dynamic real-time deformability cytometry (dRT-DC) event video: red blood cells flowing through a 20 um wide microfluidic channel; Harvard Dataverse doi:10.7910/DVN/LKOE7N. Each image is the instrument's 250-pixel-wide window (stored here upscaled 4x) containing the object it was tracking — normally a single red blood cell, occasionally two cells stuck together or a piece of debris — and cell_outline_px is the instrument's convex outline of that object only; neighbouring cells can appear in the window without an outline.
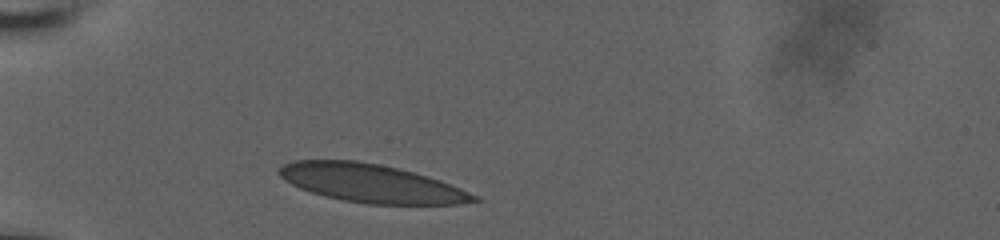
{"species": "human", "species_latin": "Homo sapiens", "temperature_condition": "room temperature", "stored_images_in_passage": 31, "camera_frame_rate_fps": 3000, "um_per_image_px": 0.085, "donor": {"sex": "male"}, "frame": {"image": 1, "passage_image": 1, "time_ms": 0.0, "image_size_px": [1000, 240], "cell_outline_px": [[480, 200], [460, 204], [368, 204], [344, 200], [324, 196], [300, 188], [284, 180], [276, 172], [284, 164], [292, 160], [356, 160], [380, 164], [412, 172], [440, 180], [460, 188], [476, 196]], "centroid_in_image_um": [31.51, 15.57], "position_along_channel_um": 53.5, "area_um2": 43.06}}
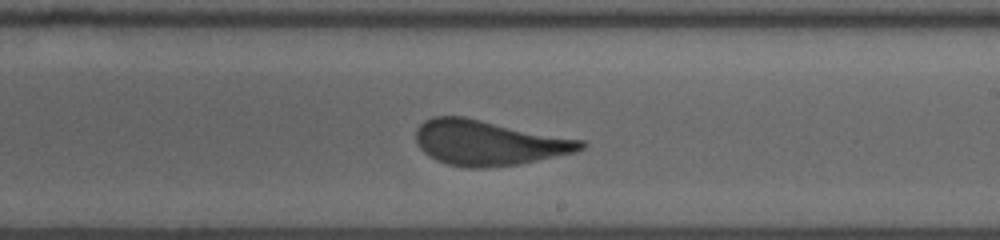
{"frame": {"image": 2, "passage_image": 18, "time_ms": 5.667, "image_size_px": [1000, 240], "cell_outline_px": [[588, 144], [584, 148], [576, 152], [516, 164], [484, 168], [464, 168], [448, 164], [436, 160], [424, 152], [416, 144], [416, 128], [424, 120], [432, 116], [464, 116], [584, 140]], "centroid_in_image_um": [41.51, 12.12], "position_along_channel_um": 247.5, "area_um2": 43.47}}
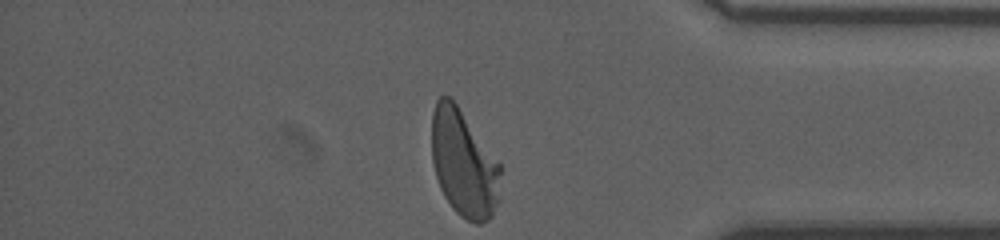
{"frame": {"image": 3, "passage_image": 31, "time_ms": 10.0, "image_size_px": [1000, 240], "cell_outline_px": [[504, 168], [500, 200], [492, 216], [488, 220], [480, 224], [476, 224], [460, 216], [452, 208], [444, 196], [440, 188], [436, 176], [432, 160], [432, 112], [436, 100], [440, 96], [448, 96], [456, 104]], "centroid_in_image_um": [39.47, 13.95], "position_along_channel_um": 395.7, "area_um2": 43.58}, "authors_computed_cell_mechanics": {"area_um2": 43.5812, "velocity_mm_per_s": 3.812, "shape_relaxation_time_tau1_ms": 5.4741, "shape_relaxation_time_tau2_ms": null, "deformation_change_tau1": 0.1757, "deformation_change_tau2": null}}